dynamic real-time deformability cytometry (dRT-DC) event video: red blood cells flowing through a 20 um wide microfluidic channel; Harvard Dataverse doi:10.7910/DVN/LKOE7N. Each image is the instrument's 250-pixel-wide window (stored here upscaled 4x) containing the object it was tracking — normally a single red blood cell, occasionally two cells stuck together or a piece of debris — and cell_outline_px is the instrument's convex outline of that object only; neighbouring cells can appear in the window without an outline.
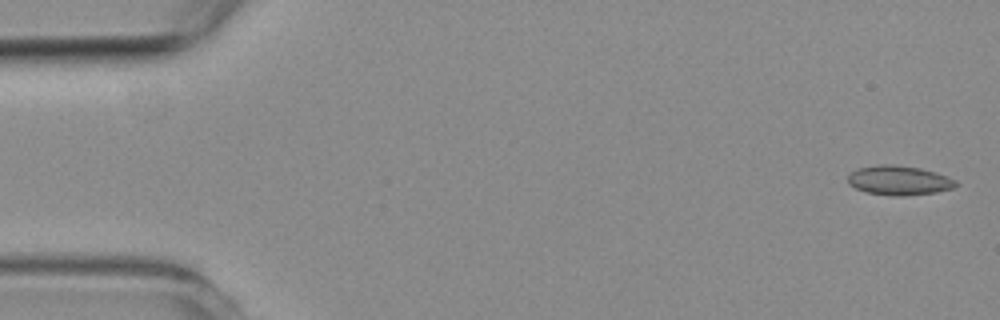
{"species": "common noctule bat (a hibernating species)", "species_latin": "Nyctalus noctula", "temperature_condition": "room temperature", "stored_images_in_passage": 4, "camera_frame_rate_fps": 3000, "um_per_image_px": 0.085, "animal": {"sex": "female", "body_mass_g": 19.3, "forearm_length_mm": 54.1}, "frame": {"image": 1, "passage_image": 1, "time_ms": 0.0, "image_size_px": [1000, 320], "cell_outline_px": [[960, 184], [952, 188], [936, 192], [904, 196], [896, 196], [868, 192], [856, 188], [848, 184], [848, 176], [856, 168], [876, 164], [892, 164], [920, 168], [936, 172], [956, 180]], "centroid_in_image_um": [76.42, 15.32], "position_along_channel_um": 8.6, "area_um2": 18.55}}
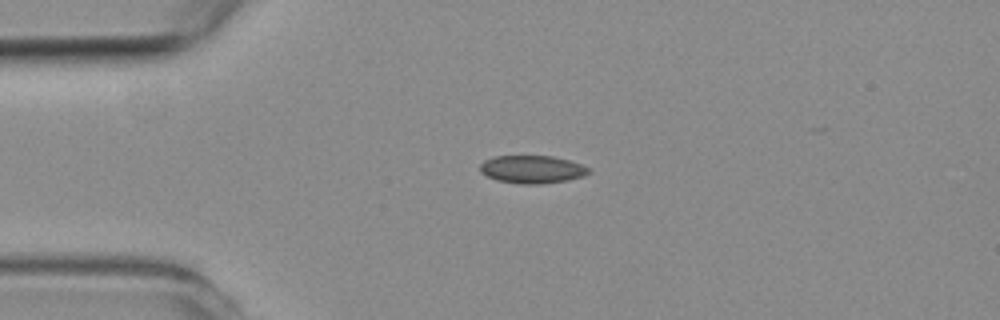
{"frame": {"image": 2, "passage_image": 3, "time_ms": 3.667, "image_size_px": [1000, 320], "cell_outline_px": [[592, 172], [584, 176], [568, 180], [540, 184], [520, 184], [496, 180], [480, 172], [480, 164], [484, 160], [492, 156], [552, 156], [568, 160], [580, 164], [588, 168]], "centroid_in_image_um": [45.21, 14.4], "position_along_channel_um": 39.8, "area_um2": 17.69}}